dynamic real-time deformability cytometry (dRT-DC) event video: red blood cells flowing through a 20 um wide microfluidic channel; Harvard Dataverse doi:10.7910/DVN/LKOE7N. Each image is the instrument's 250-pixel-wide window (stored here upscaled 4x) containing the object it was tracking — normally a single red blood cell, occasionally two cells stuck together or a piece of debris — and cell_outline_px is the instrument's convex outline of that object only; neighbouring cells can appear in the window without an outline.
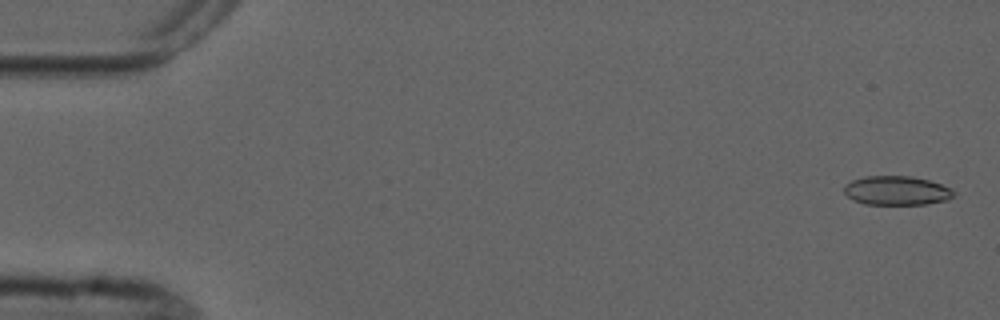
{"species": "common noctule bat (a hibernating species)", "species_latin": "Nyctalus noctula", "temperature_condition": "cold", "stored_images_in_passage": 6, "camera_frame_rate_fps": 3000, "um_per_image_px": 0.085, "animal": {"sex": "male", "forearm_length_mm": 52.5}, "frame": {"image": 1, "passage_image": 1, "time_ms": 0.0, "image_size_px": [1000, 320], "cell_outline_px": [[956, 192], [948, 200], [924, 204], [864, 204], [852, 200], [844, 192], [844, 188], [852, 180], [864, 176], [912, 176], [928, 180], [952, 188]], "centroid_in_image_um": [76.23, 16.2], "position_along_channel_um": 8.8, "area_um2": 18.55}}
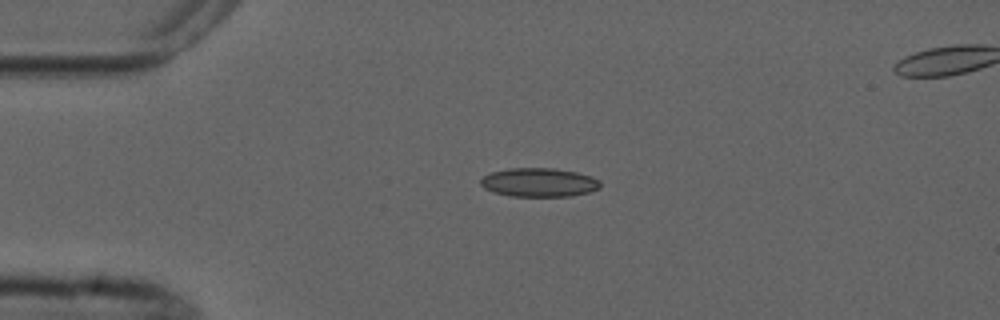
{"frame": {"image": 2, "passage_image": 4, "time_ms": 3.667, "image_size_px": [1000, 320], "cell_outline_px": [[600, 188], [592, 192], [572, 196], [508, 196], [492, 192], [484, 188], [480, 184], [480, 180], [484, 176], [492, 172], [508, 168], [552, 168], [576, 172], [592, 176], [600, 180]], "centroid_in_image_um": [45.83, 15.51], "position_along_channel_um": 39.2, "area_um2": 20.29}}